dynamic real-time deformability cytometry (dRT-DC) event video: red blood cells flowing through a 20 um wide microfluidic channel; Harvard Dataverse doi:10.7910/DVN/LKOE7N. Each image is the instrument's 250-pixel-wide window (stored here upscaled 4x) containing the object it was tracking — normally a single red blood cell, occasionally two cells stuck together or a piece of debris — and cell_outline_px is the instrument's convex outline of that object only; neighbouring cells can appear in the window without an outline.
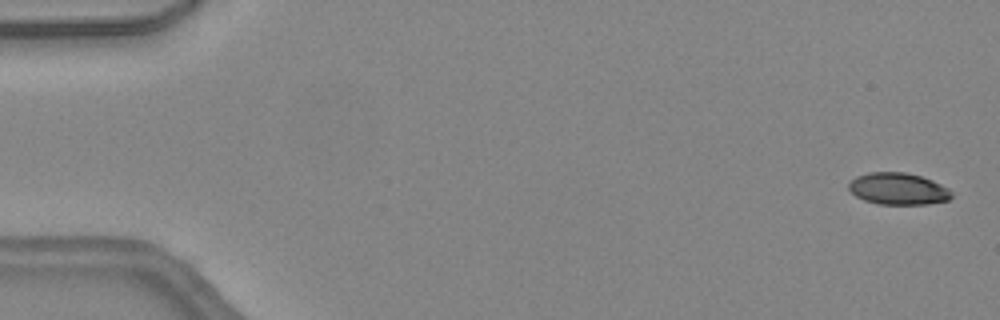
{"species": "common noctule bat (a hibernating species)", "species_latin": "Nyctalus noctula", "temperature_condition": "warm", "stored_images_in_passage": 46, "camera_frame_rate_fps": 3000, "um_per_image_px": 0.085, "animal": {"sex": "female", "body_mass_g": 24.6, "forearm_length_mm": 56.2}, "frame": {"image": 1, "passage_image": 2, "time_ms": 0.333, "image_size_px": [1000, 320], "cell_outline_px": [[952, 196], [948, 200], [928, 204], [880, 204], [864, 200], [856, 196], [848, 188], [848, 184], [856, 176], [868, 172], [904, 172], [920, 176], [932, 180], [948, 188], [952, 192]], "centroid_in_image_um": [76.34, 16.04], "position_along_channel_um": 8.7, "area_um2": 19.02}}
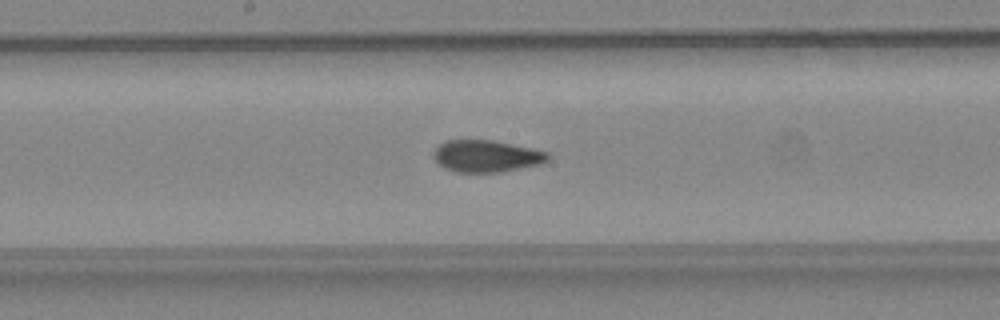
{"frame": {"image": 2, "passage_image": 25, "time_ms": 8.0, "image_size_px": [1000, 320], "cell_outline_px": [[552, 156], [548, 160], [540, 164], [500, 172], [456, 172], [444, 168], [432, 156], [432, 152], [444, 140], [492, 140], [532, 148], [548, 152]], "centroid_in_image_um": [41.34, 13.26], "position_along_channel_um": 206.9, "area_um2": 21.33}}
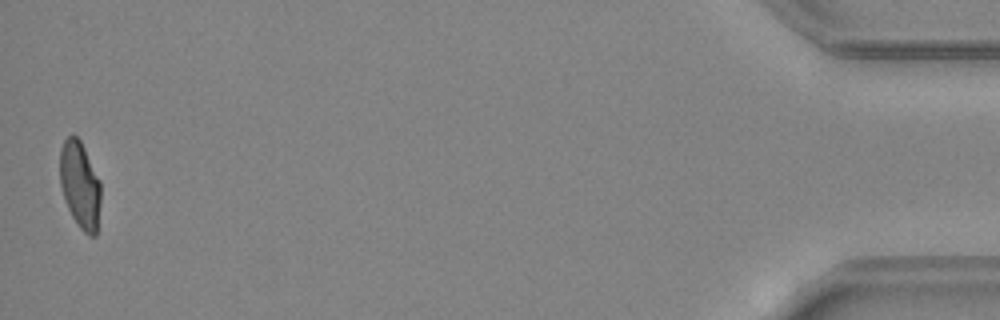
{"frame": {"image": 3, "passage_image": 46, "time_ms": 15.0, "image_size_px": [1000, 320], "cell_outline_px": [[100, 204], [96, 236], [88, 236], [80, 228], [72, 216], [64, 200], [60, 184], [60, 148], [64, 140], [72, 132], [80, 140], [100, 180]], "centroid_in_image_um": [6.79, 15.71], "position_along_channel_um": 428.4, "area_um2": 20.81}, "authors_computed_cell_mechanics": {"area_um2": 21.2993, "velocity_mm_per_s": 4.5255, "shape_relaxation_time_tau1_ms": null, "shape_relaxation_time_tau2_ms": 1.3144, "deformation_change_tau1": null, "deformation_change_tau2": 0.0619}}